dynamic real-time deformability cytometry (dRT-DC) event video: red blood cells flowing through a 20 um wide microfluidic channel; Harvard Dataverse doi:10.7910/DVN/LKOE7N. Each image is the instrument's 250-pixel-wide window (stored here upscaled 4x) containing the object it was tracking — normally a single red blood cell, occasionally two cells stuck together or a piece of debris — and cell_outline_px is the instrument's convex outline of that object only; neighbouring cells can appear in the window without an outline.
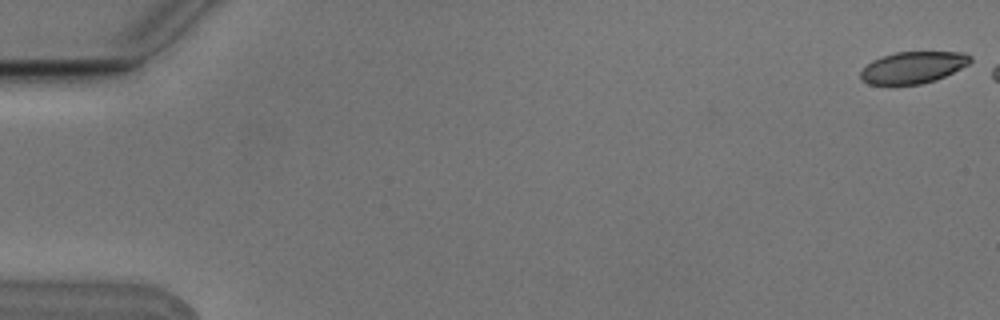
{"species": "Egyptian fruit bat (a non-hibernating species)", "species_latin": "Rousettus aegyptiacus", "temperature_condition": "cold", "stored_images_in_passage": 3, "camera_frame_rate_fps": 3000, "um_per_image_px": 0.085, "animal": {"sex": "male"}, "frame": {"image": 1, "passage_image": 1, "time_ms": 0.0, "image_size_px": [1000, 320], "cell_outline_px": [[972, 60], [968, 64], [936, 80], [920, 84], [896, 88], [892, 88], [868, 84], [860, 80], [860, 72], [872, 60], [896, 52], [964, 52], [972, 56]], "centroid_in_image_um": [77.54, 5.79], "position_along_channel_um": 7.5, "area_um2": 20.92}}